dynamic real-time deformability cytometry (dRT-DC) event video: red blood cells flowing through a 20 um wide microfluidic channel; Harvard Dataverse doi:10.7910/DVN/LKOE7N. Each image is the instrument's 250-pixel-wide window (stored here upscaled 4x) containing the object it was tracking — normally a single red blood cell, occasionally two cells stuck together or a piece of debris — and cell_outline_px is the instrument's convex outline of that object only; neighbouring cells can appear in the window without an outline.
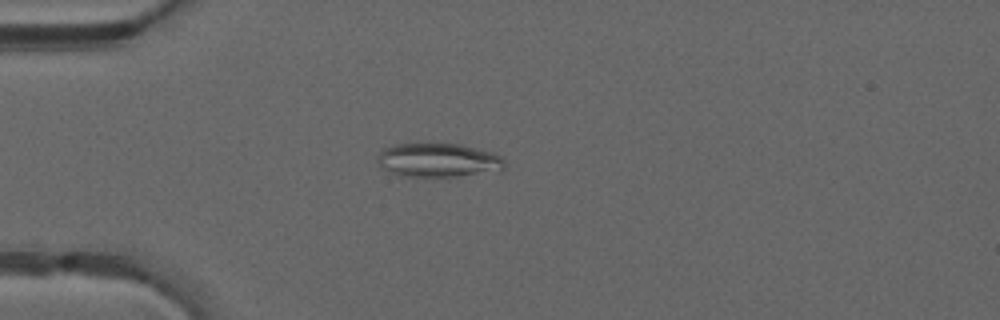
{"species": "common noctule bat (a hibernating species)", "species_latin": "Nyctalus noctula", "temperature_condition": "warm", "stored_images_in_passage": 37, "camera_frame_rate_fps": 3000, "um_per_image_px": 0.085, "animal": {"sex": "male", "forearm_length_mm": 52.5}, "frame": {"image": 1, "passage_image": 2, "time_ms": 0.333, "image_size_px": [1000, 320], "cell_outline_px": [[504, 168], [456, 176], [400, 176], [380, 168], [376, 160], [376, 156], [384, 148], [396, 144], [460, 144], [492, 152], [500, 156], [504, 160]], "centroid_in_image_um": [37.15, 13.6], "position_along_channel_um": 47.9, "area_um2": 24.74}}
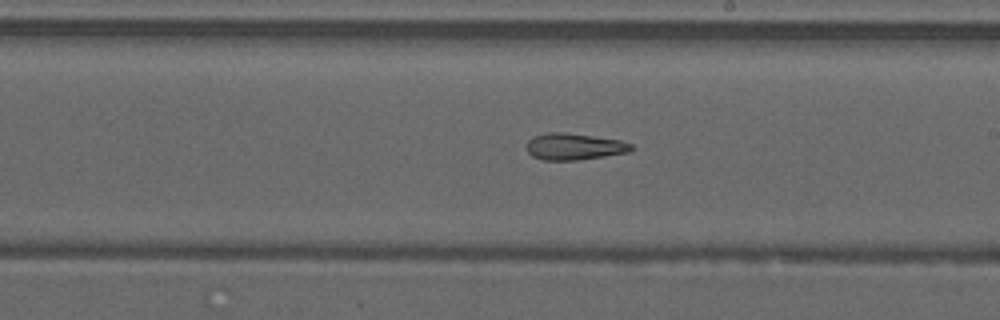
{"frame": {"image": 2, "passage_image": 17, "time_ms": 5.333, "image_size_px": [1000, 320], "cell_outline_px": [[636, 148], [628, 152], [580, 160], [544, 160], [532, 156], [528, 152], [528, 140], [532, 136], [548, 132], [564, 132], [620, 140], [632, 144]], "centroid_in_image_um": [48.82, 12.46], "position_along_channel_um": 240.2, "area_um2": 16.24}}
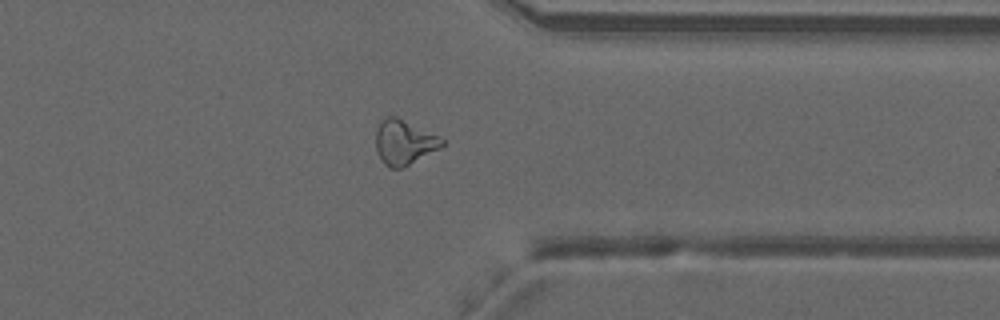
{"frame": {"image": 3, "passage_image": 27, "time_ms": 8.667, "image_size_px": [1000, 320], "cell_outline_px": [[444, 144], [440, 148], [400, 168], [388, 168], [380, 160], [376, 148], [376, 132], [380, 120], [388, 116], [396, 116], [444, 140]], "centroid_in_image_um": [34.29, 12.1], "position_along_channel_um": 377.1, "area_um2": 16.82}, "authors_computed_cell_mechanics": {"area_um2": 17.2822, "velocity_mm_per_s": 4.2176, "shape_relaxation_time_tau1_ms": null, "shape_relaxation_time_tau2_ms": 4.6595, "deformation_change_tau1": null, "deformation_change_tau2": 0.1482}}